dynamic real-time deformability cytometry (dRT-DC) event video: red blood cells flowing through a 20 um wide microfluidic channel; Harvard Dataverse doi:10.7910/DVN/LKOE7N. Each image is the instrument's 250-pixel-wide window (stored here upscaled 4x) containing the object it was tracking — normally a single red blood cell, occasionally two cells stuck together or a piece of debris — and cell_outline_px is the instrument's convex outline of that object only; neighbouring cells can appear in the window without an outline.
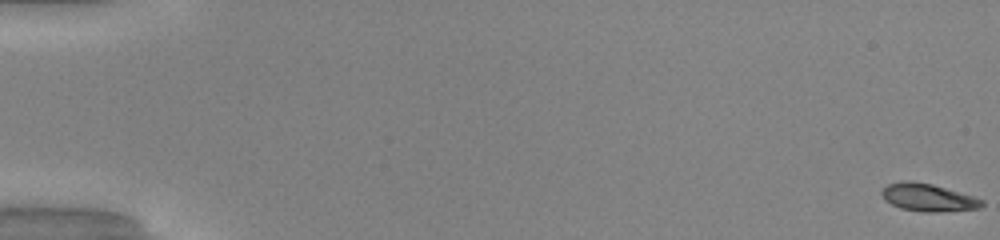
{"species": "common noctule bat (a hibernating species)", "species_latin": "Nyctalus noctula", "temperature_condition": "warm", "stored_images_in_passage": 52, "camera_frame_rate_fps": 3000, "um_per_image_px": 0.085, "animal": {"sex": "male", "body_mass_g": 20.0, "forearm_length_mm": 53.3}, "frame": {"image": 1, "passage_image": 1, "time_ms": 0.0, "image_size_px": [1000, 240], "cell_outline_px": [[984, 204], [980, 208], [936, 212], [924, 212], [900, 208], [884, 200], [880, 192], [888, 184], [904, 180], [908, 180], [932, 184], [972, 196], [984, 200]], "centroid_in_image_um": [78.86, 16.79], "position_along_channel_um": 6.1, "area_um2": 16.01}}
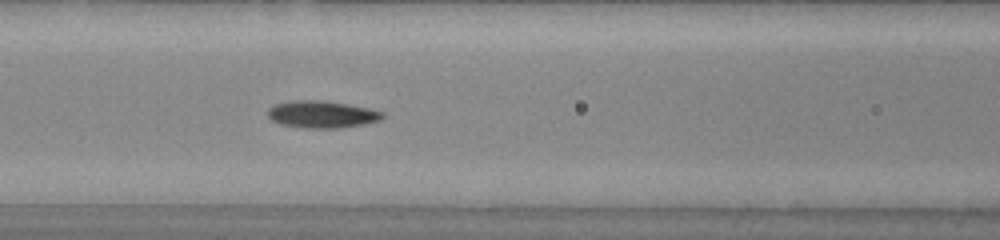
{"frame": {"image": 2, "passage_image": 24, "time_ms": 7.667, "image_size_px": [1000, 240], "cell_outline_px": [[384, 116], [380, 120], [364, 124], [340, 128], [304, 128], [280, 124], [272, 120], [268, 116], [268, 108], [272, 104], [288, 100], [320, 100], [368, 108], [384, 112]], "centroid_in_image_um": [27.31, 9.72], "position_along_channel_um": 139.3, "area_um2": 18.21}}
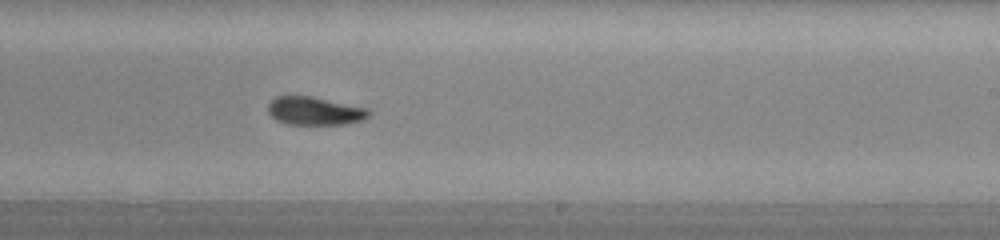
{"frame": {"image": 3, "passage_image": 33, "time_ms": 10.667, "image_size_px": [1000, 240], "cell_outline_px": [[368, 116], [364, 120], [348, 124], [288, 124], [276, 120], [268, 112], [268, 104], [276, 96], [312, 96], [368, 108]], "centroid_in_image_um": [26.75, 9.43], "position_along_channel_um": 262.3, "area_um2": 16.53}, "authors_computed_cell_mechanics": {"area_um2": 16.9065, "velocity_mm_per_s": 4.1264, "shape_relaxation_time_tau1_ms": 4.0906, "shape_relaxation_time_tau2_ms": 1.6365, "deformation_change_tau1": 0.1677, "deformation_change_tau2": 0.0559}}